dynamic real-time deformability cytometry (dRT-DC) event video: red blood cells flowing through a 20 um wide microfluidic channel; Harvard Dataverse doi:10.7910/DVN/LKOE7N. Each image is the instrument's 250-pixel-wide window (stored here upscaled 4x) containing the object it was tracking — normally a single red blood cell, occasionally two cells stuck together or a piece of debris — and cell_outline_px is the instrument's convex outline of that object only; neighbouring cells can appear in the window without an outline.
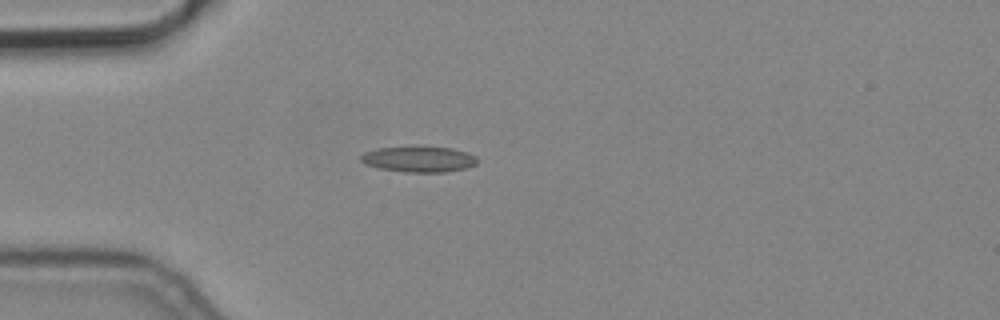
{"species": "common noctule bat (a hibernating species)", "species_latin": "Nyctalus noctula", "temperature_condition": "cold", "stored_images_in_passage": 1, "camera_frame_rate_fps": 3000, "um_per_image_px": 0.085, "animal": {"sex": "male", "body_mass_g": 19.2, "forearm_length_mm": 51.8}, "frame": {"image": 1, "passage_image": 1, "time_ms": 0.0, "image_size_px": [1000, 320], "cell_outline_px": [[480, 160], [476, 164], [468, 168], [444, 172], [408, 172], [380, 168], [364, 164], [360, 160], [360, 156], [364, 152], [380, 148], [452, 148], [468, 152], [476, 156]], "centroid_in_image_um": [35.66, 13.55], "position_along_channel_um": 49.3, "area_um2": 17.17}}